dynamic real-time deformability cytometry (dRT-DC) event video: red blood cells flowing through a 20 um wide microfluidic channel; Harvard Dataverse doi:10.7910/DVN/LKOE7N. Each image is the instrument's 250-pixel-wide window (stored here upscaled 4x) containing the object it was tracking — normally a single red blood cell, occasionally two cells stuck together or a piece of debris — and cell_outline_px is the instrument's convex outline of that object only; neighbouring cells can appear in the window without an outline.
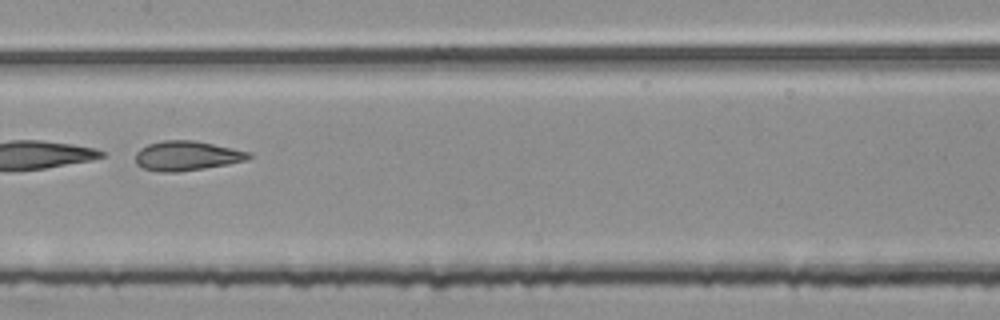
{"species": "common noctule bat (a hibernating species)", "species_latin": "Nyctalus noctula", "temperature_condition": "room temperature", "stored_images_in_passage": 33, "camera_frame_rate_fps": 3000, "um_per_image_px": 0.085, "animal": {"sex": "female", "body_mass_g": 25.1}, "frame": {"image": 1, "passage_image": 27, "time_ms": 8.667, "image_size_px": [1000, 320], "cell_outline_px": [[252, 156], [248, 160], [228, 164], [204, 168], [176, 172], [160, 172], [144, 168], [136, 164], [136, 152], [140, 148], [148, 144], [160, 140], [196, 140], [252, 152]], "centroid_in_image_um": [15.9, 13.23], "position_along_channel_um": 191.5, "area_um2": 19.71}}